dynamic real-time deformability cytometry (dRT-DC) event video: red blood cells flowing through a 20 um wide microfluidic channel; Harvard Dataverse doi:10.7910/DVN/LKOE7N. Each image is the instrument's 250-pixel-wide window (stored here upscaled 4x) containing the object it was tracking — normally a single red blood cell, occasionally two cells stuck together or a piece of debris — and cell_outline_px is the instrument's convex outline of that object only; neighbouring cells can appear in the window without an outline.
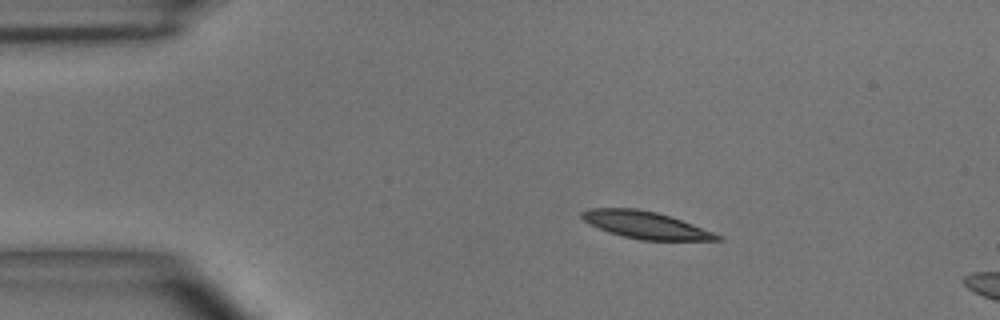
{"species": "common noctule bat (a hibernating species)", "species_latin": "Nyctalus noctula", "temperature_condition": "room temperature", "stored_images_in_passage": 3, "camera_frame_rate_fps": 3000, "um_per_image_px": 0.085, "animal": {"sex": "male", "body_mass_g": 15.6}, "frame": {"image": 1, "passage_image": 1, "time_ms": 0.0, "image_size_px": [1000, 320], "cell_outline_px": [[724, 240], [640, 240], [608, 232], [584, 220], [580, 216], [580, 212], [588, 208], [636, 208], [656, 212], [692, 224], [724, 236]], "centroid_in_image_um": [54.88, 19.12], "position_along_channel_um": 30.1, "area_um2": 21.21}}